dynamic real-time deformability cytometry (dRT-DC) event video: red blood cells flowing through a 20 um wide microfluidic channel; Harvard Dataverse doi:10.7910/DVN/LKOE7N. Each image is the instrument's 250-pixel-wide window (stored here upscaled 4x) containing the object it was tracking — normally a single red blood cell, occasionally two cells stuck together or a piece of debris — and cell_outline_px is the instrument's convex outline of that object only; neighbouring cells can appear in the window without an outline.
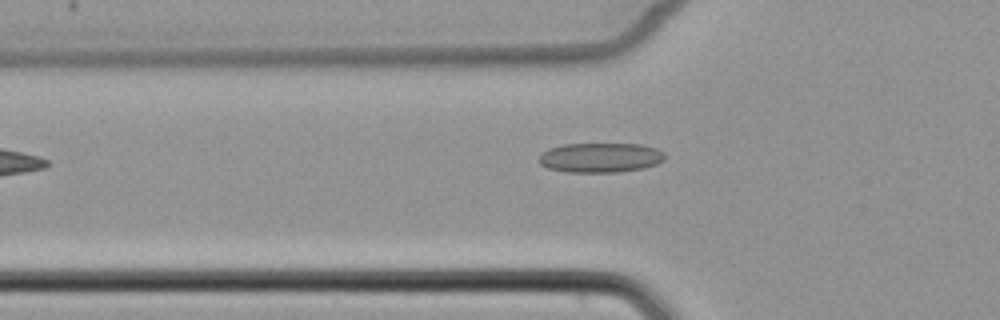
{"species": "common noctule bat (a hibernating species)", "species_latin": "Nyctalus noctula", "temperature_condition": "cold", "stored_images_in_passage": 5, "camera_frame_rate_fps": 3000, "um_per_image_px": 0.085, "animal": {"sex": "female", "body_mass_g": 22.7, "forearm_length_mm": 54.2}, "frame": {"image": 1, "passage_image": 5, "time_ms": 5.0, "image_size_px": [1000, 320], "cell_outline_px": [[664, 160], [656, 164], [644, 168], [620, 172], [568, 172], [548, 168], [540, 164], [540, 152], [548, 148], [564, 144], [640, 144], [656, 148], [664, 152]], "centroid_in_image_um": [51.03, 13.39], "position_along_channel_um": 74.8, "area_um2": 21.85}}